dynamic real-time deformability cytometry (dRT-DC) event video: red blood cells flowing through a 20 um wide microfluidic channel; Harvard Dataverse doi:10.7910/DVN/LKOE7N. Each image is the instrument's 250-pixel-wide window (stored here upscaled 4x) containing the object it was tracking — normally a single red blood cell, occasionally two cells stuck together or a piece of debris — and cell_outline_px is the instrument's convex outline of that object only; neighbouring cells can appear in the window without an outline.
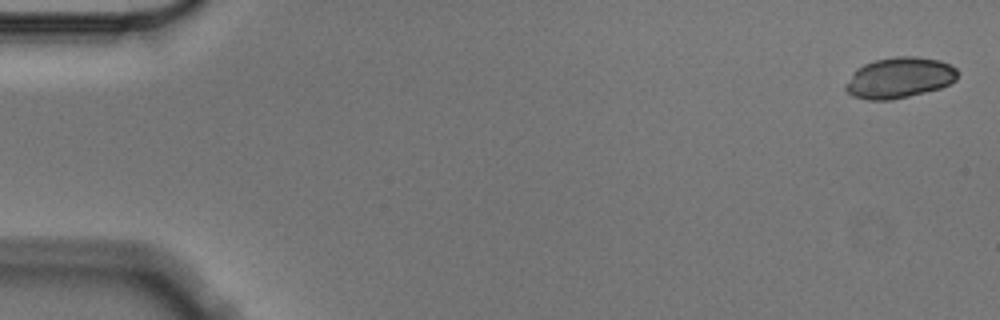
{"species": "Egyptian fruit bat (a non-hibernating species)", "species_latin": "Rousettus aegyptiacus", "temperature_condition": "cold", "stored_images_in_passage": 5, "camera_frame_rate_fps": 3000, "um_per_image_px": 0.085, "animal": {"sex": "male"}, "frame": {"image": 1, "passage_image": 1, "time_ms": 0.0, "image_size_px": [1000, 320], "cell_outline_px": [[960, 72], [956, 80], [940, 88], [892, 100], [868, 100], [852, 96], [844, 88], [844, 84], [852, 72], [856, 68], [864, 64], [876, 60], [896, 56], [916, 56], [940, 60], [956, 68]], "centroid_in_image_um": [76.43, 6.6], "position_along_channel_um": 8.6, "area_um2": 26.82}}
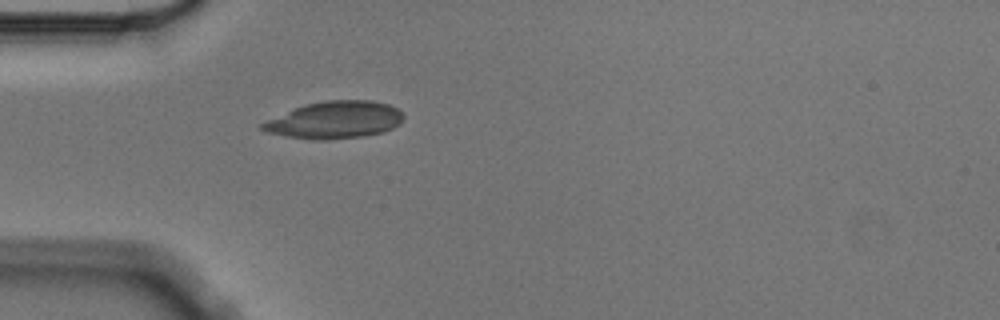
{"frame": {"image": 2, "passage_image": 5, "time_ms": 1.333, "image_size_px": [1000, 320], "cell_outline_px": [[404, 116], [400, 124], [384, 132], [364, 136], [328, 140], [312, 140], [288, 136], [268, 132], [260, 128], [260, 124], [268, 120], [304, 104], [328, 100], [372, 100], [388, 104], [404, 112]], "centroid_in_image_um": [28.51, 10.2], "position_along_channel_um": 56.5, "area_um2": 30.58}}